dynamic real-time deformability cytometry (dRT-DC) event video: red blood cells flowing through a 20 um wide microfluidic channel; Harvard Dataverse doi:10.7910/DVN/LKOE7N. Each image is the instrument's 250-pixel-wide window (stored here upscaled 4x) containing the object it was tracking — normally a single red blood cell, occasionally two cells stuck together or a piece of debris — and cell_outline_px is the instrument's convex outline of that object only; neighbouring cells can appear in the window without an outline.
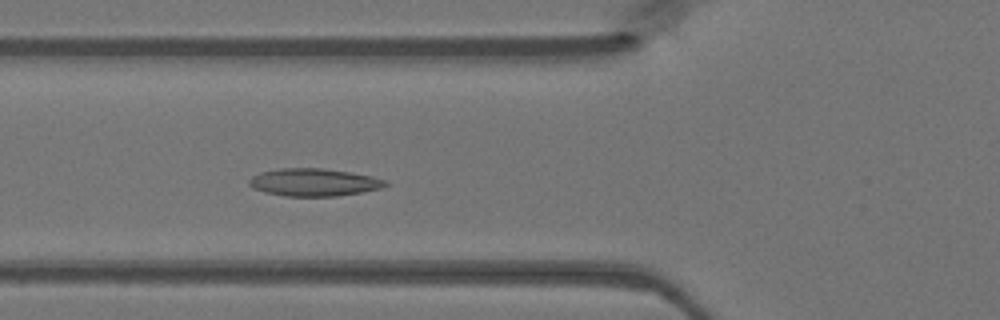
{"species": "Egyptian fruit bat (a non-hibernating species)", "species_latin": "Rousettus aegyptiacus", "temperature_condition": "warm", "stored_images_in_passage": 41, "camera_frame_rate_fps": 3000, "um_per_image_px": 0.085, "animal": {"sex": "female"}, "frame": {"image": 1, "passage_image": 10, "time_ms": 3.0, "image_size_px": [1000, 320], "cell_outline_px": [[388, 184], [380, 188], [360, 192], [336, 196], [284, 196], [264, 192], [252, 188], [248, 184], [248, 180], [252, 176], [260, 172], [280, 168], [324, 168], [352, 172], [372, 176], [388, 180]], "centroid_in_image_um": [26.66, 15.49], "position_along_channel_um": 99.1, "area_um2": 22.08}}
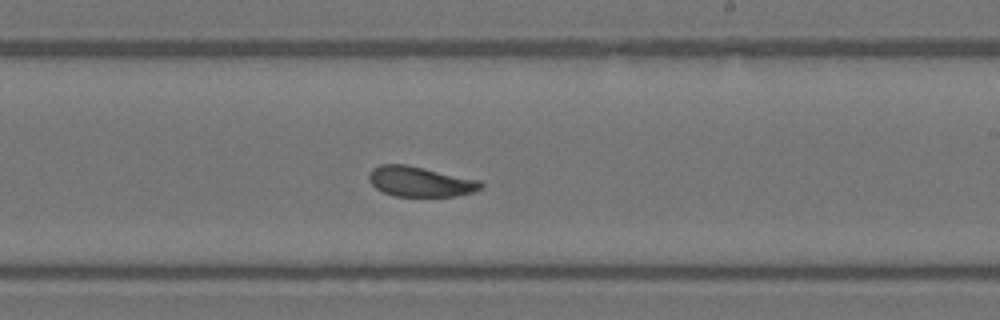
{"frame": {"image": 2, "passage_image": 21, "time_ms": 6.667, "image_size_px": [1000, 320], "cell_outline_px": [[484, 184], [480, 188], [472, 192], [456, 196], [392, 196], [376, 188], [368, 180], [368, 172], [372, 168], [380, 164], [404, 164], [424, 168], [480, 180]], "centroid_in_image_um": [35.68, 15.43], "position_along_channel_um": 253.3, "area_um2": 19.65}}
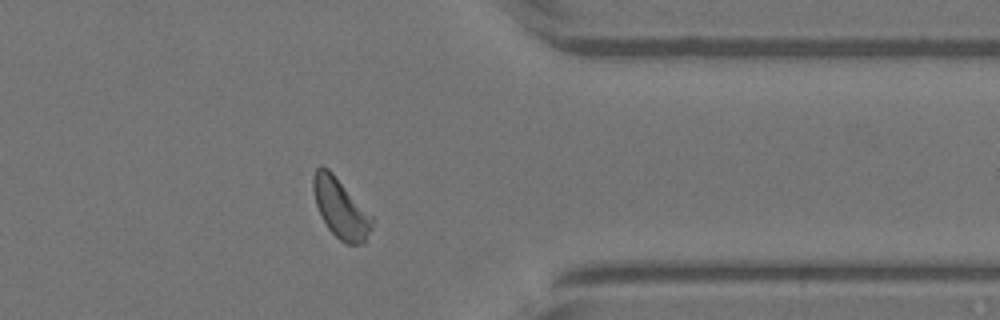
{"frame": {"image": 3, "passage_image": 31, "time_ms": 10.0, "image_size_px": [1000, 320], "cell_outline_px": [[372, 228], [364, 244], [348, 244], [340, 240], [328, 228], [316, 204], [312, 188], [312, 176], [316, 168], [320, 164], [328, 168], [332, 172], [372, 216]], "centroid_in_image_um": [28.93, 17.68], "position_along_channel_um": 382.5, "area_um2": 20.17}}